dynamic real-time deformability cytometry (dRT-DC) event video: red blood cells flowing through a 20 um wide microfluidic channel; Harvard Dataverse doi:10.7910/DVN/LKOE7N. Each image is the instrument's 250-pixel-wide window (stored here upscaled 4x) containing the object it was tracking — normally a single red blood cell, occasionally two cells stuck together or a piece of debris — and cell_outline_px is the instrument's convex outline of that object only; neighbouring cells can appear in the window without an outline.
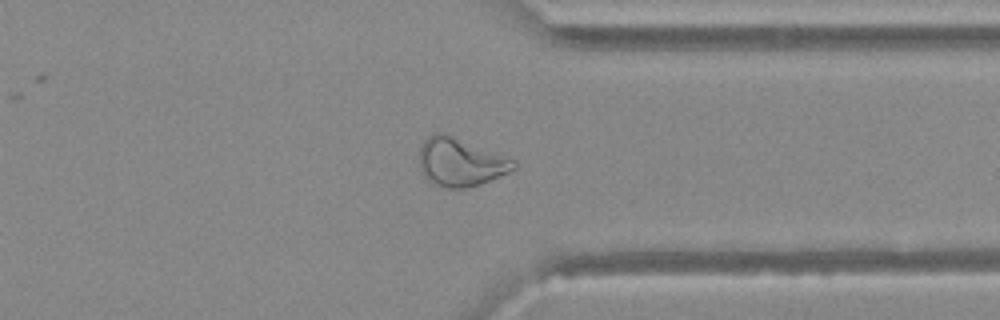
{"species": "Egyptian fruit bat (a non-hibernating species)", "species_latin": "Rousettus aegyptiacus", "temperature_condition": "warm", "stored_images_in_passage": 43, "camera_frame_rate_fps": 3000, "um_per_image_px": 0.085, "animal": {"sex": "female"}, "frame": {"image": 1, "passage_image": 31, "time_ms": 10.0, "image_size_px": [1000, 320], "cell_outline_px": [[516, 168], [500, 176], [480, 184], [464, 188], [448, 188], [436, 184], [428, 180], [424, 176], [420, 168], [420, 148], [424, 140], [428, 136], [436, 132], [444, 132], [516, 160]], "centroid_in_image_um": [39.14, 13.77], "position_along_channel_um": 372.3, "area_um2": 26.41}}